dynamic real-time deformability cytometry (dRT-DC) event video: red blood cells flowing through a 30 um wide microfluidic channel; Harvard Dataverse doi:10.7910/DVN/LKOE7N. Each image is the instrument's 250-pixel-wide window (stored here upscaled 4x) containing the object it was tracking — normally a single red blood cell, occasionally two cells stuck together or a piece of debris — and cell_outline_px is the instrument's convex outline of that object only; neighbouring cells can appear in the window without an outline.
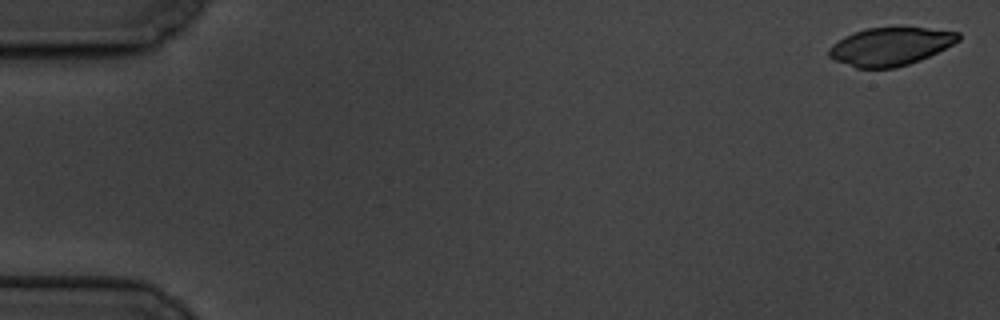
{"species": "common noctule bat (a hibernating species)", "species_latin": "Nyctalus noctula", "temperature_condition": "cold", "stored_images_in_passage": 4, "camera_frame_rate_fps": 3000, "um_per_image_px": 0.085, "animal": {"sex": "male", "body_mass_g": 19.5, "forearm_length_mm": 54.6}, "frame": {"image": 1, "passage_image": 1, "time_ms": 0.0, "image_size_px": [1000, 320], "cell_outline_px": [[960, 40], [920, 60], [896, 68], [856, 68], [836, 60], [828, 56], [828, 48], [832, 44], [844, 36], [868, 28], [896, 24], [904, 24], [960, 32]], "centroid_in_image_um": [75.7, 3.89], "position_along_channel_um": 9.3, "area_um2": 29.48}}